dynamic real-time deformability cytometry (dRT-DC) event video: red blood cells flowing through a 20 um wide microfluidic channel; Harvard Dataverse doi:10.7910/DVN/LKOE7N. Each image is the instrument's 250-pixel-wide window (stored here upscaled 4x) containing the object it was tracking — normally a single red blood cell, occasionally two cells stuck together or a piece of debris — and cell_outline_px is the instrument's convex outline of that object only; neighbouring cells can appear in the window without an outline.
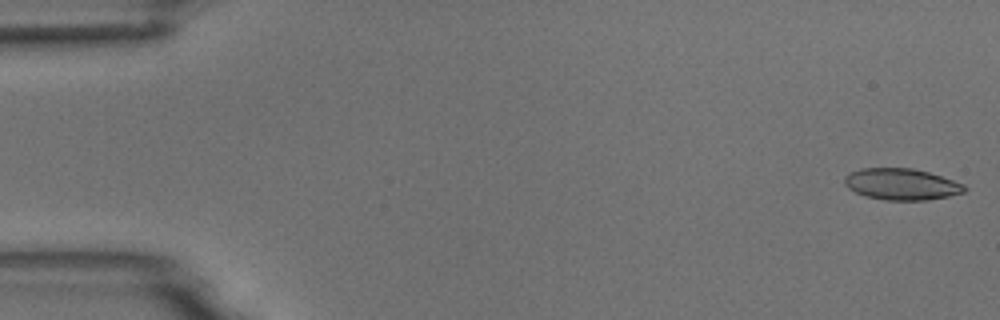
{"species": "common noctule bat (a hibernating species)", "species_latin": "Nyctalus noctula", "temperature_condition": "room temperature", "stored_images_in_passage": 54, "camera_frame_rate_fps": 3000, "um_per_image_px": 0.085, "animal": {"sex": "male", "body_mass_g": 18.8}, "frame": {"image": 1, "passage_image": 1, "time_ms": 0.0, "image_size_px": [1000, 320], "cell_outline_px": [[968, 188], [964, 192], [948, 196], [924, 200], [884, 200], [868, 196], [856, 192], [848, 188], [844, 184], [844, 176], [848, 172], [860, 168], [912, 168], [928, 172], [964, 184]], "centroid_in_image_um": [76.6, 15.65], "position_along_channel_um": 8.4, "area_um2": 21.91}}
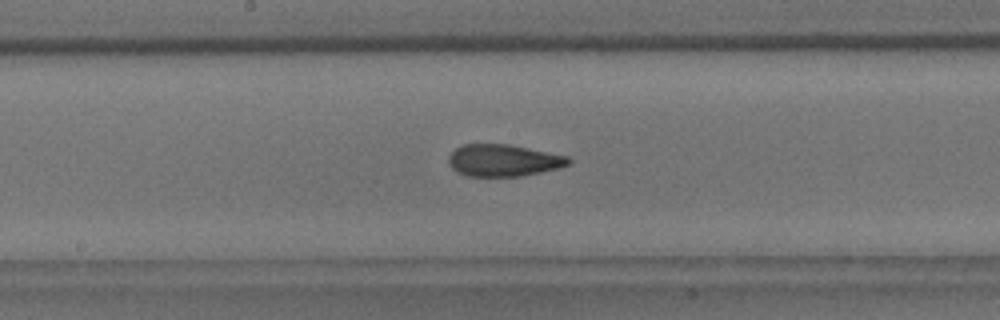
{"frame": {"image": 2, "passage_image": 28, "time_ms": 9.0, "image_size_px": [1000, 320], "cell_outline_px": [[572, 160], [568, 164], [560, 168], [520, 176], [468, 176], [456, 172], [448, 164], [448, 156], [456, 148], [464, 144], [508, 144], [568, 156]], "centroid_in_image_um": [42.77, 13.63], "position_along_channel_um": 205.4, "area_um2": 22.31}}
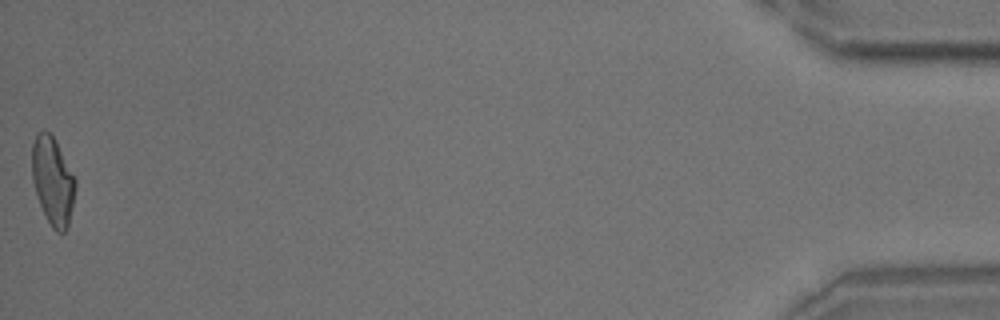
{"frame": {"image": 3, "passage_image": 54, "time_ms": 17.667, "image_size_px": [1000, 320], "cell_outline_px": [[76, 188], [72, 208], [68, 224], [64, 232], [56, 232], [52, 228], [40, 204], [32, 180], [32, 144], [36, 132], [44, 128], [56, 140], [76, 180]], "centroid_in_image_um": [4.48, 15.33], "position_along_channel_um": 430.7, "area_um2": 22.2}, "authors_computed_cell_mechanics": {"area_um2": 22.4553, "velocity_mm_per_s": 3.7145, "shape_relaxation_time_tau1_ms": 6.409, "shape_relaxation_time_tau2_ms": 1.8463, "deformation_change_tau1": 0.1796, "deformation_change_tau2": 0.0829}}